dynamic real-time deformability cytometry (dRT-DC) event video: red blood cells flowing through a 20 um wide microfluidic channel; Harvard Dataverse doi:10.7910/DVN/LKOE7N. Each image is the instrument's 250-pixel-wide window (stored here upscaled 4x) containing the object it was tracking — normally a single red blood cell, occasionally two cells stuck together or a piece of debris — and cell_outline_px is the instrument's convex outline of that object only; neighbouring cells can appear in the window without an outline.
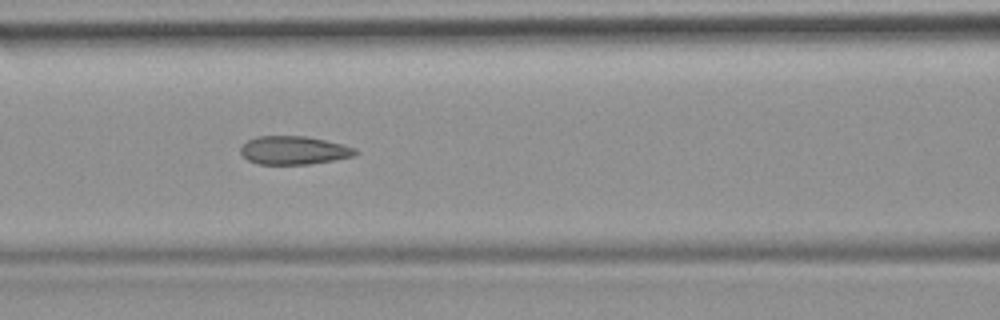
{"species": "common noctule bat (a hibernating species)", "species_latin": "Nyctalus noctula", "temperature_condition": "room temperature", "stored_images_in_passage": 51, "camera_frame_rate_fps": 3000, "um_per_image_px": 0.085, "animal": {"sex": "female", "body_mass_g": 19.9}, "frame": {"image": 1, "passage_image": 22, "time_ms": 7.0, "image_size_px": [1000, 320], "cell_outline_px": [[360, 152], [352, 156], [332, 160], [308, 164], [256, 164], [248, 160], [240, 152], [240, 148], [248, 140], [256, 136], [304, 136], [324, 140], [356, 148]], "centroid_in_image_um": [24.95, 12.77], "position_along_channel_um": 141.7, "area_um2": 18.79}, "authors_computed_cell_mechanics": {"area_um2": 19.652, "velocity_mm_per_s": 3.971, "shape_relaxation_time_tau1_ms": null, "shape_relaxation_time_tau2_ms": 1.4503, "deformation_change_tau1": null, "deformation_change_tau2": 0.0809}}